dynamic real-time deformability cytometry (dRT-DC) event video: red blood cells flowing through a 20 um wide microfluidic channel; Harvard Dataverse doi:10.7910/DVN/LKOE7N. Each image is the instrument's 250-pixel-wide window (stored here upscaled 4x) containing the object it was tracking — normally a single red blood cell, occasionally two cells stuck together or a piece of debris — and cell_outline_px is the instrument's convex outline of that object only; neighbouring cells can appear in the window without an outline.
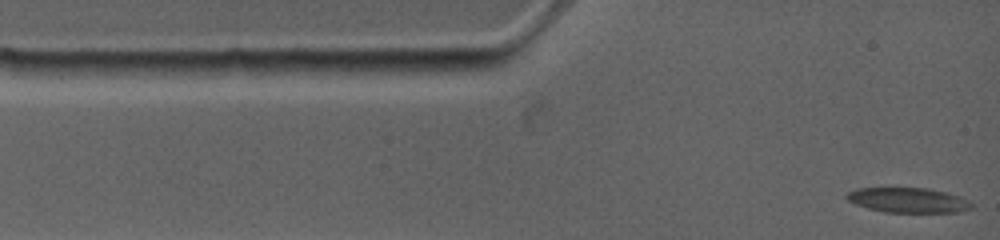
{"species": "common noctule bat (a hibernating species)", "species_latin": "Nyctalus noctula", "temperature_condition": "warm", "stored_images_in_passage": 25, "camera_frame_rate_fps": 4500, "um_per_image_px": 0.085, "animal": {"sex": "female", "body_mass_g": 19.0, "forearm_length_mm": 53.3}, "frame": {"image": 1, "passage_image": 1, "time_ms": 0.0, "image_size_px": [1000, 240], "cell_outline_px": [[972, 208], [960, 212], [884, 212], [868, 208], [856, 204], [848, 200], [844, 196], [848, 192], [860, 188], [928, 188], [944, 192], [956, 196], [972, 204]], "centroid_in_image_um": [77.14, 17.02], "position_along_channel_um": 7.9, "area_um2": 17.8}}
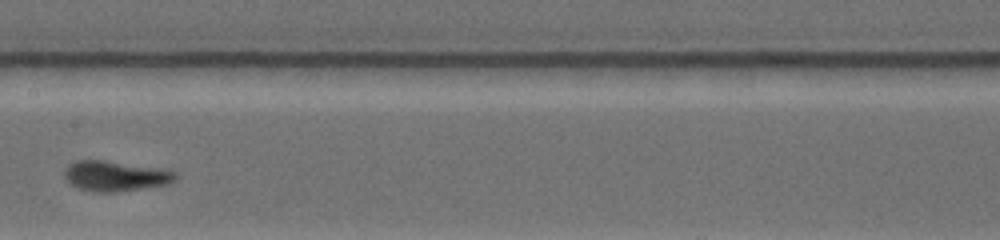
{"frame": {"image": 2, "passage_image": 15, "time_ms": 6.0, "image_size_px": [1000, 240], "cell_outline_px": [[180, 176], [172, 184], [120, 192], [92, 192], [76, 188], [64, 176], [64, 172], [72, 164], [84, 160], [96, 160], [156, 168], [176, 172]], "centroid_in_image_um": [9.89, 15.01], "position_along_channel_um": 197.5, "area_um2": 19.31}}
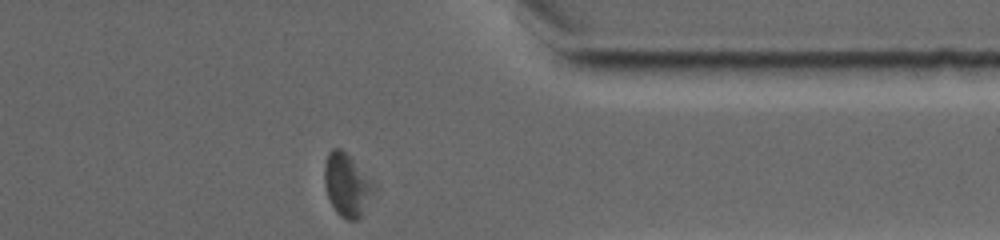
{"frame": {"image": 3, "passage_image": 25, "time_ms": 11.111, "image_size_px": [1000, 240], "cell_outline_px": [[380, 188], [360, 216], [356, 220], [348, 220], [340, 216], [336, 212], [328, 196], [324, 184], [324, 164], [328, 152], [332, 148], [340, 148]], "centroid_in_image_um": [29.53, 15.74], "position_along_channel_um": 381.9, "area_um2": 18.26}, "authors_computed_cell_mechanics": {"area_um2": 18.2648, "velocity_mm_per_s": 3.8025, "shape_relaxation_time_tau1_ms": 3.7218, "shape_relaxation_time_tau2_ms": 1.8928, "deformation_change_tau1": 0.2146, "deformation_change_tau2": 0.0831}}